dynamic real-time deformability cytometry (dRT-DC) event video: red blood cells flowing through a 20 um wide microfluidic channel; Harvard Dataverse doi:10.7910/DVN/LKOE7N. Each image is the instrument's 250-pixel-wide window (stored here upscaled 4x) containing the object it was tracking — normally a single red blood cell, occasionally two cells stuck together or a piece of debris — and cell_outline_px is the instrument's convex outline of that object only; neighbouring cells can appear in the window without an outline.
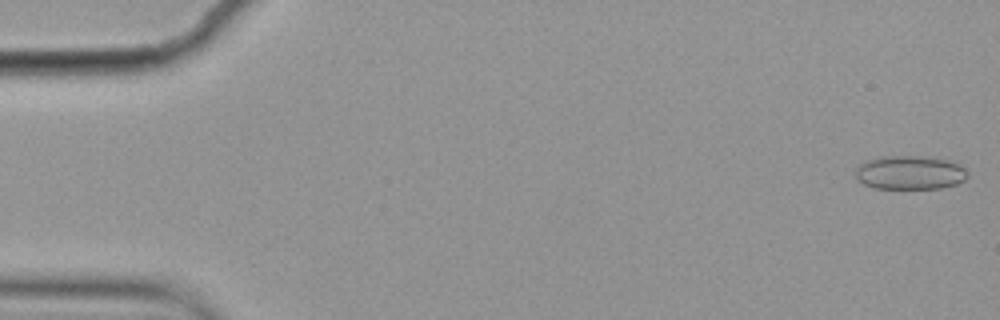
{"species": "common noctule bat (a hibernating species)", "species_latin": "Nyctalus noctula", "temperature_condition": "cold", "stored_images_in_passage": 5, "camera_frame_rate_fps": 3000, "um_per_image_px": 0.085, "animal": {"sex": "female", "body_mass_g": 19.9}, "frame": {"image": 1, "passage_image": 1, "time_ms": 0.0, "image_size_px": [1000, 320], "cell_outline_px": [[968, 176], [964, 180], [956, 184], [940, 188], [876, 188], [864, 184], [856, 176], [856, 168], [860, 164], [868, 160], [880, 156], [920, 156], [948, 160], [960, 164], [968, 172]], "centroid_in_image_um": [77.37, 14.66], "position_along_channel_um": 7.6, "area_um2": 21.96}}
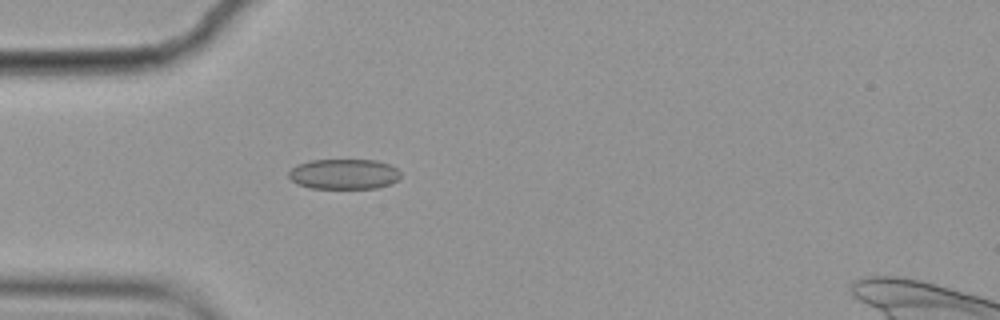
{"frame": {"image": 2, "passage_image": 5, "time_ms": 1.333, "image_size_px": [1000, 320], "cell_outline_px": [[400, 176], [392, 184], [376, 188], [308, 188], [296, 184], [288, 176], [288, 172], [296, 164], [312, 160], [376, 160], [388, 164], [396, 168], [400, 172]], "centroid_in_image_um": [29.21, 14.8], "position_along_channel_um": 55.8, "area_um2": 19.83}}